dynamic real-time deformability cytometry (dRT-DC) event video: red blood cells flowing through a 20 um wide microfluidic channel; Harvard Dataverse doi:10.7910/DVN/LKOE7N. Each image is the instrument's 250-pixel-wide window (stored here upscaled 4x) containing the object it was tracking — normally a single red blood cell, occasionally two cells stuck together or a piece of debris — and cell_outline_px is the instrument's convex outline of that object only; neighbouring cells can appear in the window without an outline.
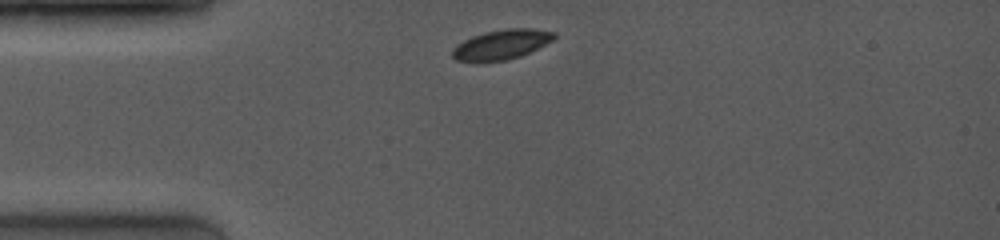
{"species": "common noctule bat (a hibernating species)", "species_latin": "Nyctalus noctula", "temperature_condition": "room temperature", "stored_images_in_passage": 17, "camera_frame_rate_fps": 4000, "um_per_image_px": 0.085, "animal": {"sex": "female", "body_mass_g": 19.0, "forearm_length_mm": 53.3}, "frame": {"image": 1, "passage_image": 1, "time_ms": 0.0, "image_size_px": [1000, 240], "cell_outline_px": [[556, 36], [552, 40], [520, 56], [504, 60], [480, 64], [456, 60], [452, 56], [452, 48], [456, 44], [472, 36], [484, 32], [504, 28], [532, 28], [556, 32]], "centroid_in_image_um": [42.55, 3.8], "position_along_channel_um": 42.5, "area_um2": 17.98}}
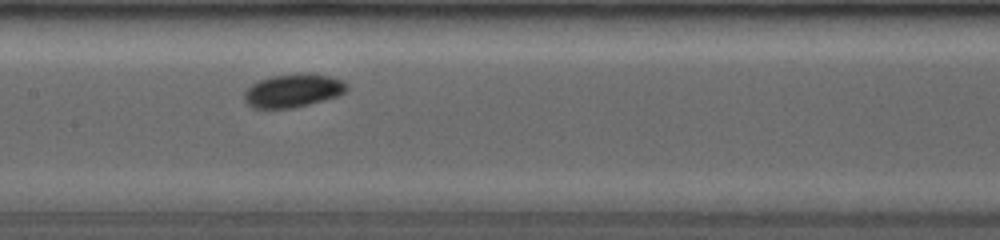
{"frame": {"image": 2, "passage_image": 11, "time_ms": 4.0, "image_size_px": [1000, 240], "cell_outline_px": [[348, 88], [340, 96], [292, 108], [252, 108], [244, 100], [244, 92], [252, 84], [260, 80], [272, 76], [304, 72], [332, 76], [344, 80], [348, 84]], "centroid_in_image_um": [24.95, 7.69], "position_along_channel_um": 182.4, "area_um2": 20.11}}
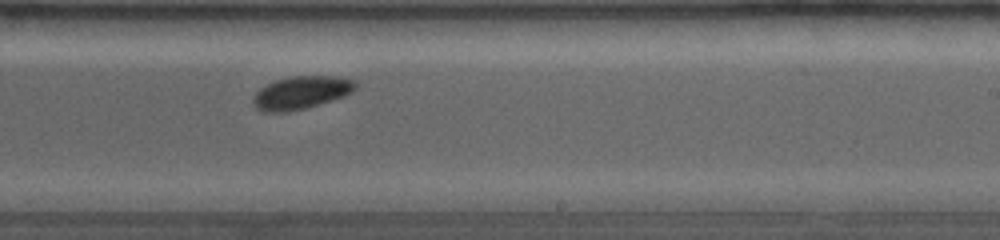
{"frame": {"image": 3, "passage_image": 16, "time_ms": 6.0, "image_size_px": [1000, 240], "cell_outline_px": [[356, 88], [352, 92], [344, 96], [332, 100], [304, 108], [288, 112], [264, 112], [256, 108], [252, 104], [252, 100], [256, 92], [260, 88], [276, 80], [292, 76], [336, 76], [356, 80]], "centroid_in_image_um": [25.6, 7.87], "position_along_channel_um": 263.4, "area_um2": 19.59}}